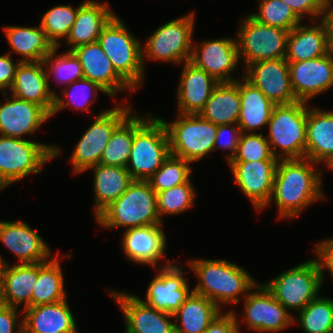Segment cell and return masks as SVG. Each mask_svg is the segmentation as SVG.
<instances>
[{"label":"cell","instance_id":"6da1fadb","mask_svg":"<svg viewBox=\"0 0 333 333\" xmlns=\"http://www.w3.org/2000/svg\"><path fill=\"white\" fill-rule=\"evenodd\" d=\"M307 158L279 159L267 208L275 202L279 219L294 218L313 202L325 199L322 172Z\"/></svg>","mask_w":333,"mask_h":333},{"label":"cell","instance_id":"7a4b0ae2","mask_svg":"<svg viewBox=\"0 0 333 333\" xmlns=\"http://www.w3.org/2000/svg\"><path fill=\"white\" fill-rule=\"evenodd\" d=\"M187 264L199 280L193 292L207 297L219 308L238 304L239 297L244 299L257 285L245 269L225 259H192Z\"/></svg>","mask_w":333,"mask_h":333},{"label":"cell","instance_id":"3957f363","mask_svg":"<svg viewBox=\"0 0 333 333\" xmlns=\"http://www.w3.org/2000/svg\"><path fill=\"white\" fill-rule=\"evenodd\" d=\"M169 155L168 133L161 118L133 115V144L126 166L132 178L147 181Z\"/></svg>","mask_w":333,"mask_h":333},{"label":"cell","instance_id":"277c9868","mask_svg":"<svg viewBox=\"0 0 333 333\" xmlns=\"http://www.w3.org/2000/svg\"><path fill=\"white\" fill-rule=\"evenodd\" d=\"M96 221L106 229L163 224L157 211L156 192L148 181L142 180H134L117 200L96 217Z\"/></svg>","mask_w":333,"mask_h":333},{"label":"cell","instance_id":"5b68a950","mask_svg":"<svg viewBox=\"0 0 333 333\" xmlns=\"http://www.w3.org/2000/svg\"><path fill=\"white\" fill-rule=\"evenodd\" d=\"M60 151L59 146L0 135V191L29 174H39Z\"/></svg>","mask_w":333,"mask_h":333},{"label":"cell","instance_id":"8992f818","mask_svg":"<svg viewBox=\"0 0 333 333\" xmlns=\"http://www.w3.org/2000/svg\"><path fill=\"white\" fill-rule=\"evenodd\" d=\"M307 104L296 101L274 106L268 122L269 133L266 139L273 156L277 159L305 158Z\"/></svg>","mask_w":333,"mask_h":333},{"label":"cell","instance_id":"52a82bcc","mask_svg":"<svg viewBox=\"0 0 333 333\" xmlns=\"http://www.w3.org/2000/svg\"><path fill=\"white\" fill-rule=\"evenodd\" d=\"M97 42L111 60L115 71L134 89L145 80L142 44L115 15L102 29Z\"/></svg>","mask_w":333,"mask_h":333},{"label":"cell","instance_id":"ba28073f","mask_svg":"<svg viewBox=\"0 0 333 333\" xmlns=\"http://www.w3.org/2000/svg\"><path fill=\"white\" fill-rule=\"evenodd\" d=\"M177 116L170 124L161 119L167 129L171 155L193 163L214 151L217 125L200 114Z\"/></svg>","mask_w":333,"mask_h":333},{"label":"cell","instance_id":"9c48e42d","mask_svg":"<svg viewBox=\"0 0 333 333\" xmlns=\"http://www.w3.org/2000/svg\"><path fill=\"white\" fill-rule=\"evenodd\" d=\"M263 284L290 313L292 310L300 312L321 290L318 260H307Z\"/></svg>","mask_w":333,"mask_h":333},{"label":"cell","instance_id":"30bf717a","mask_svg":"<svg viewBox=\"0 0 333 333\" xmlns=\"http://www.w3.org/2000/svg\"><path fill=\"white\" fill-rule=\"evenodd\" d=\"M195 13L170 20L155 30L142 47V62L150 60L174 64L189 62L193 47Z\"/></svg>","mask_w":333,"mask_h":333},{"label":"cell","instance_id":"8fae6325","mask_svg":"<svg viewBox=\"0 0 333 333\" xmlns=\"http://www.w3.org/2000/svg\"><path fill=\"white\" fill-rule=\"evenodd\" d=\"M121 105L96 115L94 122L84 132L69 160L73 174L85 172L100 164L104 148L114 130L132 113L130 105Z\"/></svg>","mask_w":333,"mask_h":333},{"label":"cell","instance_id":"7c38bea8","mask_svg":"<svg viewBox=\"0 0 333 333\" xmlns=\"http://www.w3.org/2000/svg\"><path fill=\"white\" fill-rule=\"evenodd\" d=\"M240 23L235 37L245 68L257 61L285 58L289 31L261 24L250 15Z\"/></svg>","mask_w":333,"mask_h":333},{"label":"cell","instance_id":"4fadbf2b","mask_svg":"<svg viewBox=\"0 0 333 333\" xmlns=\"http://www.w3.org/2000/svg\"><path fill=\"white\" fill-rule=\"evenodd\" d=\"M243 302V320L250 330L276 333L295 324L292 313L290 314L263 283H257Z\"/></svg>","mask_w":333,"mask_h":333},{"label":"cell","instance_id":"5bb4252c","mask_svg":"<svg viewBox=\"0 0 333 333\" xmlns=\"http://www.w3.org/2000/svg\"><path fill=\"white\" fill-rule=\"evenodd\" d=\"M157 271L148 285L146 300L142 301L156 310L173 315L193 290H189L185 272L178 264L168 260Z\"/></svg>","mask_w":333,"mask_h":333},{"label":"cell","instance_id":"9a60e30c","mask_svg":"<svg viewBox=\"0 0 333 333\" xmlns=\"http://www.w3.org/2000/svg\"><path fill=\"white\" fill-rule=\"evenodd\" d=\"M290 83L297 101L308 103L333 87V54L299 62H288Z\"/></svg>","mask_w":333,"mask_h":333},{"label":"cell","instance_id":"2e32d148","mask_svg":"<svg viewBox=\"0 0 333 333\" xmlns=\"http://www.w3.org/2000/svg\"><path fill=\"white\" fill-rule=\"evenodd\" d=\"M195 45V46H194ZM192 47L190 63L205 70L218 82H233L237 77H231L239 63L236 38H219L195 42Z\"/></svg>","mask_w":333,"mask_h":333},{"label":"cell","instance_id":"e0dca14e","mask_svg":"<svg viewBox=\"0 0 333 333\" xmlns=\"http://www.w3.org/2000/svg\"><path fill=\"white\" fill-rule=\"evenodd\" d=\"M243 77L260 89L275 105L297 101L290 83L288 62L285 58L261 60L248 65Z\"/></svg>","mask_w":333,"mask_h":333},{"label":"cell","instance_id":"ac0fdd59","mask_svg":"<svg viewBox=\"0 0 333 333\" xmlns=\"http://www.w3.org/2000/svg\"><path fill=\"white\" fill-rule=\"evenodd\" d=\"M278 161L227 163L234 176L235 184L252 202L255 210H264L271 198Z\"/></svg>","mask_w":333,"mask_h":333},{"label":"cell","instance_id":"d6986e66","mask_svg":"<svg viewBox=\"0 0 333 333\" xmlns=\"http://www.w3.org/2000/svg\"><path fill=\"white\" fill-rule=\"evenodd\" d=\"M108 292L124 315L125 333H175L172 314L154 309L134 294Z\"/></svg>","mask_w":333,"mask_h":333},{"label":"cell","instance_id":"ffe728a7","mask_svg":"<svg viewBox=\"0 0 333 333\" xmlns=\"http://www.w3.org/2000/svg\"><path fill=\"white\" fill-rule=\"evenodd\" d=\"M71 51L82 66L83 77L97 83L108 96L115 97L118 92L127 89L133 93L134 89L115 71L111 60L97 41Z\"/></svg>","mask_w":333,"mask_h":333},{"label":"cell","instance_id":"44dd1931","mask_svg":"<svg viewBox=\"0 0 333 333\" xmlns=\"http://www.w3.org/2000/svg\"><path fill=\"white\" fill-rule=\"evenodd\" d=\"M0 241L20 264L47 262L52 258L45 240L22 220L0 221Z\"/></svg>","mask_w":333,"mask_h":333},{"label":"cell","instance_id":"7402d4cb","mask_svg":"<svg viewBox=\"0 0 333 333\" xmlns=\"http://www.w3.org/2000/svg\"><path fill=\"white\" fill-rule=\"evenodd\" d=\"M5 102L0 103V135L24 139L22 136L35 133L51 117L39 105L17 99L8 91L3 92Z\"/></svg>","mask_w":333,"mask_h":333},{"label":"cell","instance_id":"603a6c76","mask_svg":"<svg viewBox=\"0 0 333 333\" xmlns=\"http://www.w3.org/2000/svg\"><path fill=\"white\" fill-rule=\"evenodd\" d=\"M49 77L43 61L20 62L16 68L11 90L13 97L41 106L50 116L55 91L51 90Z\"/></svg>","mask_w":333,"mask_h":333},{"label":"cell","instance_id":"cb8c5ba5","mask_svg":"<svg viewBox=\"0 0 333 333\" xmlns=\"http://www.w3.org/2000/svg\"><path fill=\"white\" fill-rule=\"evenodd\" d=\"M162 225L126 229L121 243L125 256L138 264L160 266L157 263L166 256L167 247Z\"/></svg>","mask_w":333,"mask_h":333},{"label":"cell","instance_id":"d4e9b609","mask_svg":"<svg viewBox=\"0 0 333 333\" xmlns=\"http://www.w3.org/2000/svg\"><path fill=\"white\" fill-rule=\"evenodd\" d=\"M23 333H78L67 299L19 311Z\"/></svg>","mask_w":333,"mask_h":333},{"label":"cell","instance_id":"484cf974","mask_svg":"<svg viewBox=\"0 0 333 333\" xmlns=\"http://www.w3.org/2000/svg\"><path fill=\"white\" fill-rule=\"evenodd\" d=\"M182 66L183 72L176 92L178 113L199 114L219 82L190 62H185Z\"/></svg>","mask_w":333,"mask_h":333},{"label":"cell","instance_id":"4316f807","mask_svg":"<svg viewBox=\"0 0 333 333\" xmlns=\"http://www.w3.org/2000/svg\"><path fill=\"white\" fill-rule=\"evenodd\" d=\"M38 277V263L1 265L0 294L1 304L22 310L31 307V297Z\"/></svg>","mask_w":333,"mask_h":333},{"label":"cell","instance_id":"83f0119b","mask_svg":"<svg viewBox=\"0 0 333 333\" xmlns=\"http://www.w3.org/2000/svg\"><path fill=\"white\" fill-rule=\"evenodd\" d=\"M115 15L108 2L98 3L93 0H85L78 9L75 23L66 38V42L70 46L68 51L84 44L96 42L102 29Z\"/></svg>","mask_w":333,"mask_h":333},{"label":"cell","instance_id":"f1b7e54d","mask_svg":"<svg viewBox=\"0 0 333 333\" xmlns=\"http://www.w3.org/2000/svg\"><path fill=\"white\" fill-rule=\"evenodd\" d=\"M308 107L305 158L327 165L333 158V111Z\"/></svg>","mask_w":333,"mask_h":333},{"label":"cell","instance_id":"f546056e","mask_svg":"<svg viewBox=\"0 0 333 333\" xmlns=\"http://www.w3.org/2000/svg\"><path fill=\"white\" fill-rule=\"evenodd\" d=\"M315 22L313 26L300 23L289 31L285 56L287 62L310 60L328 53L326 27L321 19L318 24Z\"/></svg>","mask_w":333,"mask_h":333},{"label":"cell","instance_id":"4dcf8cb0","mask_svg":"<svg viewBox=\"0 0 333 333\" xmlns=\"http://www.w3.org/2000/svg\"><path fill=\"white\" fill-rule=\"evenodd\" d=\"M239 79L240 112L237 124L242 133H256L260 127L268 126L275 104L243 75Z\"/></svg>","mask_w":333,"mask_h":333},{"label":"cell","instance_id":"1f68e13d","mask_svg":"<svg viewBox=\"0 0 333 333\" xmlns=\"http://www.w3.org/2000/svg\"><path fill=\"white\" fill-rule=\"evenodd\" d=\"M89 169L94 172V216L95 218L117 200L134 181L126 167L97 164Z\"/></svg>","mask_w":333,"mask_h":333},{"label":"cell","instance_id":"d6a6232c","mask_svg":"<svg viewBox=\"0 0 333 333\" xmlns=\"http://www.w3.org/2000/svg\"><path fill=\"white\" fill-rule=\"evenodd\" d=\"M5 37L12 51L20 54V62H39L54 50L41 25L39 27L5 26Z\"/></svg>","mask_w":333,"mask_h":333},{"label":"cell","instance_id":"836d02e7","mask_svg":"<svg viewBox=\"0 0 333 333\" xmlns=\"http://www.w3.org/2000/svg\"><path fill=\"white\" fill-rule=\"evenodd\" d=\"M222 313L213 301L192 292L181 307L173 314L175 333H203L212 321ZM179 324L178 325V323Z\"/></svg>","mask_w":333,"mask_h":333},{"label":"cell","instance_id":"e575fe53","mask_svg":"<svg viewBox=\"0 0 333 333\" xmlns=\"http://www.w3.org/2000/svg\"><path fill=\"white\" fill-rule=\"evenodd\" d=\"M240 112L239 79L219 82L213 89L204 109L199 113L215 125L238 122Z\"/></svg>","mask_w":333,"mask_h":333},{"label":"cell","instance_id":"d590c367","mask_svg":"<svg viewBox=\"0 0 333 333\" xmlns=\"http://www.w3.org/2000/svg\"><path fill=\"white\" fill-rule=\"evenodd\" d=\"M58 254L47 262L38 263V277L32 292L31 307L67 299Z\"/></svg>","mask_w":333,"mask_h":333},{"label":"cell","instance_id":"8d00e7d4","mask_svg":"<svg viewBox=\"0 0 333 333\" xmlns=\"http://www.w3.org/2000/svg\"><path fill=\"white\" fill-rule=\"evenodd\" d=\"M64 89L62 91L64 98H61L57 93L54 94V105L50 117H53L65 107H73L74 110L90 112L89 107L93 103L92 100H95V98L90 99V96H96L98 91L108 95L97 83L85 78L70 83Z\"/></svg>","mask_w":333,"mask_h":333},{"label":"cell","instance_id":"74e56055","mask_svg":"<svg viewBox=\"0 0 333 333\" xmlns=\"http://www.w3.org/2000/svg\"><path fill=\"white\" fill-rule=\"evenodd\" d=\"M295 322L304 333H333V299L318 295L299 312Z\"/></svg>","mask_w":333,"mask_h":333},{"label":"cell","instance_id":"f35d334b","mask_svg":"<svg viewBox=\"0 0 333 333\" xmlns=\"http://www.w3.org/2000/svg\"><path fill=\"white\" fill-rule=\"evenodd\" d=\"M133 144V114L131 113L113 132L104 148L100 164L126 167Z\"/></svg>","mask_w":333,"mask_h":333},{"label":"cell","instance_id":"ab89813d","mask_svg":"<svg viewBox=\"0 0 333 333\" xmlns=\"http://www.w3.org/2000/svg\"><path fill=\"white\" fill-rule=\"evenodd\" d=\"M84 2L75 9L70 5L54 6L42 16L40 25L55 47H60L62 44L59 38L68 37L75 23L78 9Z\"/></svg>","mask_w":333,"mask_h":333},{"label":"cell","instance_id":"60d3db41","mask_svg":"<svg viewBox=\"0 0 333 333\" xmlns=\"http://www.w3.org/2000/svg\"><path fill=\"white\" fill-rule=\"evenodd\" d=\"M189 164H191L189 161L170 154L147 181L156 194L186 183L192 174V168Z\"/></svg>","mask_w":333,"mask_h":333},{"label":"cell","instance_id":"b9f144b4","mask_svg":"<svg viewBox=\"0 0 333 333\" xmlns=\"http://www.w3.org/2000/svg\"><path fill=\"white\" fill-rule=\"evenodd\" d=\"M189 179L186 183L158 192L157 211L161 222L164 215H178L193 207L196 189Z\"/></svg>","mask_w":333,"mask_h":333},{"label":"cell","instance_id":"7bdbcfd3","mask_svg":"<svg viewBox=\"0 0 333 333\" xmlns=\"http://www.w3.org/2000/svg\"><path fill=\"white\" fill-rule=\"evenodd\" d=\"M257 13L250 16L257 22L291 31L302 20L281 0H260Z\"/></svg>","mask_w":333,"mask_h":333},{"label":"cell","instance_id":"ee69618b","mask_svg":"<svg viewBox=\"0 0 333 333\" xmlns=\"http://www.w3.org/2000/svg\"><path fill=\"white\" fill-rule=\"evenodd\" d=\"M58 49L59 47H55L43 61L48 77L53 74L59 84L66 83V86L76 80L84 78L82 66L76 55L72 51H66L62 55H57Z\"/></svg>","mask_w":333,"mask_h":333},{"label":"cell","instance_id":"f6af8a7d","mask_svg":"<svg viewBox=\"0 0 333 333\" xmlns=\"http://www.w3.org/2000/svg\"><path fill=\"white\" fill-rule=\"evenodd\" d=\"M279 160L273 156L270 145L262 133H242L237 152L231 162Z\"/></svg>","mask_w":333,"mask_h":333},{"label":"cell","instance_id":"bcb514c9","mask_svg":"<svg viewBox=\"0 0 333 333\" xmlns=\"http://www.w3.org/2000/svg\"><path fill=\"white\" fill-rule=\"evenodd\" d=\"M224 134H227V136ZM241 135L242 131L237 123L217 125L214 151L218 148L231 151V154L228 153L225 156L228 163H230L237 152ZM223 136L226 137L224 140Z\"/></svg>","mask_w":333,"mask_h":333},{"label":"cell","instance_id":"7dc6e473","mask_svg":"<svg viewBox=\"0 0 333 333\" xmlns=\"http://www.w3.org/2000/svg\"><path fill=\"white\" fill-rule=\"evenodd\" d=\"M236 311L218 315L203 333H240Z\"/></svg>","mask_w":333,"mask_h":333},{"label":"cell","instance_id":"c3c4849f","mask_svg":"<svg viewBox=\"0 0 333 333\" xmlns=\"http://www.w3.org/2000/svg\"><path fill=\"white\" fill-rule=\"evenodd\" d=\"M17 311L18 308L0 304V333H23V319L19 320Z\"/></svg>","mask_w":333,"mask_h":333},{"label":"cell","instance_id":"681fc988","mask_svg":"<svg viewBox=\"0 0 333 333\" xmlns=\"http://www.w3.org/2000/svg\"><path fill=\"white\" fill-rule=\"evenodd\" d=\"M302 20L304 14H310L312 21L320 20L323 14L318 0H281Z\"/></svg>","mask_w":333,"mask_h":333},{"label":"cell","instance_id":"f907efd6","mask_svg":"<svg viewBox=\"0 0 333 333\" xmlns=\"http://www.w3.org/2000/svg\"><path fill=\"white\" fill-rule=\"evenodd\" d=\"M315 253L321 270L322 284L324 282V269L329 270L333 278V238H327L315 246Z\"/></svg>","mask_w":333,"mask_h":333},{"label":"cell","instance_id":"816d5d0a","mask_svg":"<svg viewBox=\"0 0 333 333\" xmlns=\"http://www.w3.org/2000/svg\"><path fill=\"white\" fill-rule=\"evenodd\" d=\"M11 52L0 56V91L6 92L14 82L16 68L20 61L14 63ZM6 89V91H5Z\"/></svg>","mask_w":333,"mask_h":333},{"label":"cell","instance_id":"f5cc1de1","mask_svg":"<svg viewBox=\"0 0 333 333\" xmlns=\"http://www.w3.org/2000/svg\"><path fill=\"white\" fill-rule=\"evenodd\" d=\"M327 31V48L328 52L333 54V8L327 9L321 16Z\"/></svg>","mask_w":333,"mask_h":333},{"label":"cell","instance_id":"db71d44e","mask_svg":"<svg viewBox=\"0 0 333 333\" xmlns=\"http://www.w3.org/2000/svg\"><path fill=\"white\" fill-rule=\"evenodd\" d=\"M322 11L333 8V0H318Z\"/></svg>","mask_w":333,"mask_h":333},{"label":"cell","instance_id":"11a10c76","mask_svg":"<svg viewBox=\"0 0 333 333\" xmlns=\"http://www.w3.org/2000/svg\"><path fill=\"white\" fill-rule=\"evenodd\" d=\"M8 264V262L4 261V259L2 258L1 254H0V269H1V265H5Z\"/></svg>","mask_w":333,"mask_h":333},{"label":"cell","instance_id":"9f6ffc18","mask_svg":"<svg viewBox=\"0 0 333 333\" xmlns=\"http://www.w3.org/2000/svg\"><path fill=\"white\" fill-rule=\"evenodd\" d=\"M326 166H328L329 169H331L333 171V158L331 159V161Z\"/></svg>","mask_w":333,"mask_h":333}]
</instances>
